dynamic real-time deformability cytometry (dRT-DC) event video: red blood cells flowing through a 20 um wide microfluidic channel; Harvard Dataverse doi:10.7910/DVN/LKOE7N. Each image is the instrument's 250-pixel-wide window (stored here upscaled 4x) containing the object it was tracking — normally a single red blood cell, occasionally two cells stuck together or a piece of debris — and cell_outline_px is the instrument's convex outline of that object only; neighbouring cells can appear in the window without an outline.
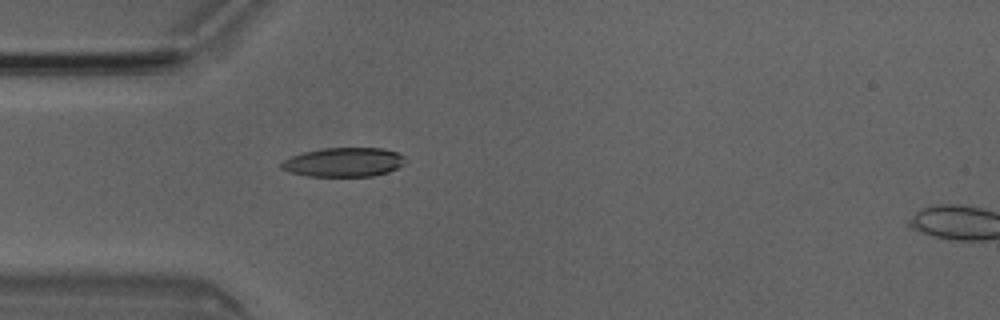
{"species": "Egyptian fruit bat (a non-hibernating species)", "species_latin": "Rousettus aegyptiacus", "temperature_condition": "room temperature", "stored_images_in_passage": 3, "camera_frame_rate_fps": 3000, "um_per_image_px": 0.085, "animal": {"sex": "male"}, "frame": {"image": 1, "passage_image": 3, "time_ms": 0.667, "image_size_px": [1000, 320], "cell_outline_px": [[404, 164], [388, 172], [372, 176], [308, 176], [292, 172], [280, 168], [280, 164], [284, 160], [292, 156], [304, 152], [320, 148], [384, 148], [396, 152], [404, 156]], "centroid_in_image_um": [29.22, 13.78], "position_along_channel_um": 55.8, "area_um2": 20.92}}